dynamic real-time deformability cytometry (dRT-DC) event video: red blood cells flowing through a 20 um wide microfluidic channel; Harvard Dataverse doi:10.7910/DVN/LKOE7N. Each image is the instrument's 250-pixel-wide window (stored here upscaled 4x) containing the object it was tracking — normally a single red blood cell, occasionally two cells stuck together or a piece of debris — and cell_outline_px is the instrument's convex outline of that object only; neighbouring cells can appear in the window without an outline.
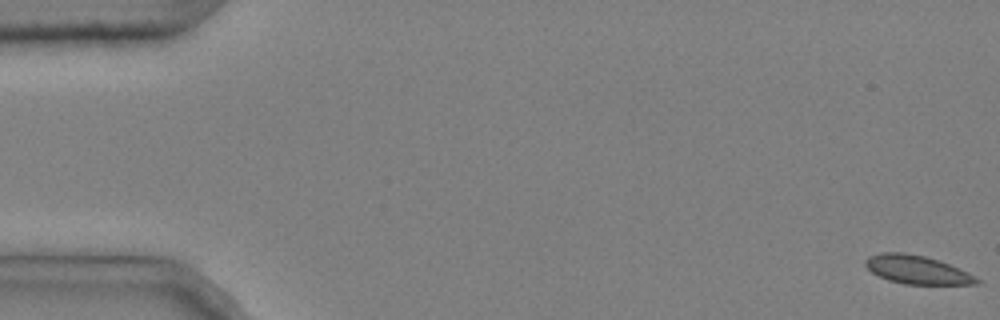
{"species": "common noctule bat (a hibernating species)", "species_latin": "Nyctalus noctula", "temperature_condition": "cold", "stored_images_in_passage": 51, "camera_frame_rate_fps": 3000, "um_per_image_px": 0.085, "animal": {"sex": "male", "body_mass_g": 20.4}, "frame": {"image": 1, "passage_image": 1, "time_ms": 0.0, "image_size_px": [1000, 320], "cell_outline_px": [[980, 284], [904, 284], [888, 280], [872, 272], [864, 264], [864, 260], [868, 256], [880, 252], [904, 252], [924, 256], [948, 264], [968, 272], [980, 280]], "centroid_in_image_um": [77.91, 22.92], "position_along_channel_um": 7.1, "area_um2": 18.32}}
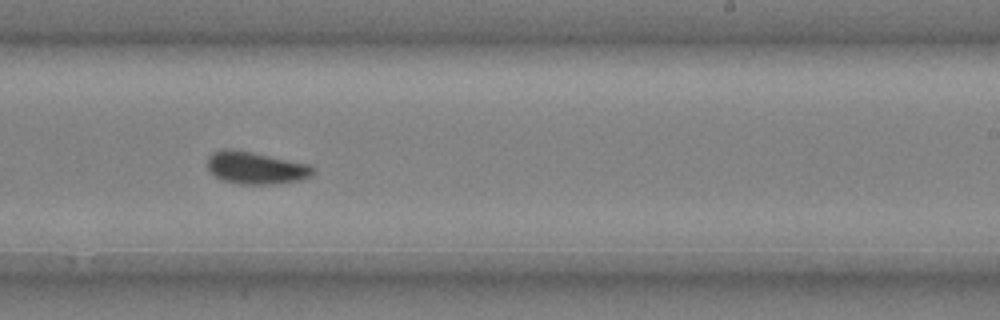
{"frame": {"image": 2, "passage_image": 34, "time_ms": 11.0, "image_size_px": [1000, 320], "cell_outline_px": [[316, 172], [312, 176], [300, 180], [280, 184], [236, 184], [220, 180], [208, 168], [208, 156], [212, 152], [220, 148], [228, 148], [252, 152], [312, 164], [316, 168]], "centroid_in_image_um": [21.79, 14.27], "position_along_channel_um": 267.2, "area_um2": 20.4}}
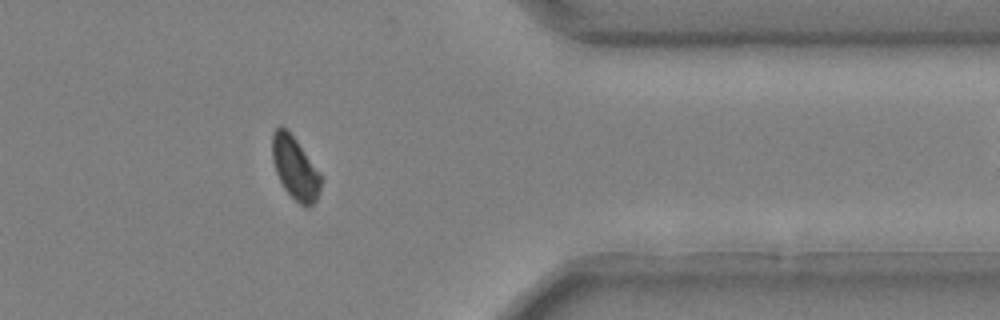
{"frame": {"image": 3, "passage_image": 45, "time_ms": 14.667, "image_size_px": [1000, 320], "cell_outline_px": [[324, 176], [320, 192], [316, 200], [308, 208], [300, 204], [284, 188], [276, 172], [272, 160], [272, 132], [280, 124], [296, 140]], "centroid_in_image_um": [25.11, 14.29], "position_along_channel_um": 386.3, "area_um2": 17.92}, "authors_computed_cell_mechanics": {"area_um2": 19.0162, "velocity_mm_per_s": 3.6641, "shape_relaxation_time_tau1_ms": 4.8339, "shape_relaxation_time_tau2_ms": null, "deformation_change_tau1": 0.0814, "deformation_change_tau2": null}}